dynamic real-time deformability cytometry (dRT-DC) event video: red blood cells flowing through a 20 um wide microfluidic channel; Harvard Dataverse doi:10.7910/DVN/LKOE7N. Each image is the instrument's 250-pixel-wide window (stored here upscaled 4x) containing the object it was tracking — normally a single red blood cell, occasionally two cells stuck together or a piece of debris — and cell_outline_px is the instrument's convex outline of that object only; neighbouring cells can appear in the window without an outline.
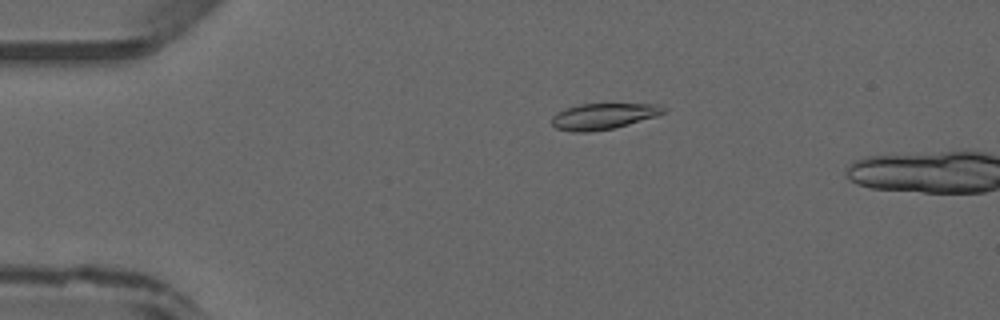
{"species": "common noctule bat (a hibernating species)", "species_latin": "Nyctalus noctula", "temperature_condition": "warm", "stored_images_in_passage": 12, "camera_frame_rate_fps": 3000, "um_per_image_px": 0.085, "animal": {"sex": "male", "forearm_length_mm": 52.5}, "frame": {"image": 1, "passage_image": 10, "time_ms": 3.0, "image_size_px": [1000, 320], "cell_outline_px": [[664, 112], [656, 116], [616, 128], [588, 132], [572, 132], [556, 128], [552, 124], [552, 116], [556, 112], [564, 108], [580, 104], [656, 104], [664, 108]], "centroid_in_image_um": [51.22, 9.89], "position_along_channel_um": 33.8, "area_um2": 16.94}}